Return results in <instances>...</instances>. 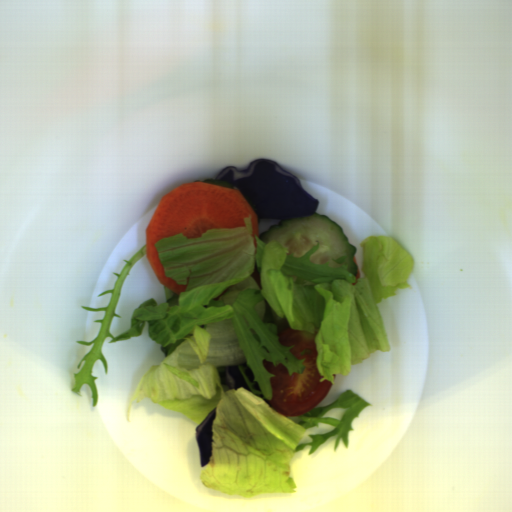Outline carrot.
Wrapping results in <instances>:
<instances>
[{"instance_id":"b8716197","label":"carrot","mask_w":512,"mask_h":512,"mask_svg":"<svg viewBox=\"0 0 512 512\" xmlns=\"http://www.w3.org/2000/svg\"><path fill=\"white\" fill-rule=\"evenodd\" d=\"M251 221V236L259 237L253 207L238 189L202 183H183L160 198L146 228L147 260L161 284L178 294L187 290L165 274L156 243L176 234L197 239L207 230L245 227Z\"/></svg>"},{"instance_id":"cead05ca","label":"carrot","mask_w":512,"mask_h":512,"mask_svg":"<svg viewBox=\"0 0 512 512\" xmlns=\"http://www.w3.org/2000/svg\"><path fill=\"white\" fill-rule=\"evenodd\" d=\"M353 260H354L355 264L357 265V274L354 275L355 279L357 280V279L361 278V271H360V268H359V265H358L357 258L354 255H353Z\"/></svg>"}]
</instances>
